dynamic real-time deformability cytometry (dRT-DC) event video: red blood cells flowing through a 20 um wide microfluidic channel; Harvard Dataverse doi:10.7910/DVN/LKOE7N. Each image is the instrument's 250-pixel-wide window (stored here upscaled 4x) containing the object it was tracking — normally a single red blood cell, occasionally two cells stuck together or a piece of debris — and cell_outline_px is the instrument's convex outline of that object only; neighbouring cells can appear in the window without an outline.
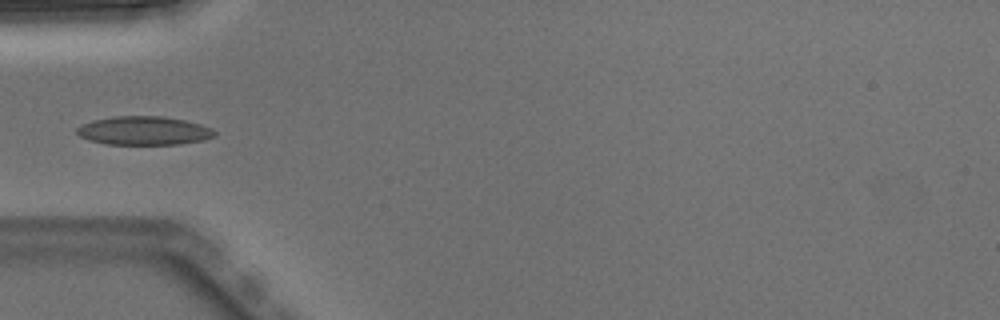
{"species": "Egyptian fruit bat (a non-hibernating species)", "species_latin": "Rousettus aegyptiacus", "temperature_condition": "warm", "stored_images_in_passage": 4, "camera_frame_rate_fps": 3000, "um_per_image_px": 0.085, "animal": {"sex": "male"}, "frame": {"image": 1, "passage_image": 4, "time_ms": 1.0, "image_size_px": [1000, 320], "cell_outline_px": [[216, 136], [204, 140], [180, 144], [104, 144], [88, 140], [80, 136], [76, 132], [76, 128], [92, 120], [112, 116], [160, 116], [184, 120], [200, 124], [212, 128], [216, 132]], "centroid_in_image_um": [12.23, 11.11], "position_along_channel_um": 72.8, "area_um2": 23.06}}